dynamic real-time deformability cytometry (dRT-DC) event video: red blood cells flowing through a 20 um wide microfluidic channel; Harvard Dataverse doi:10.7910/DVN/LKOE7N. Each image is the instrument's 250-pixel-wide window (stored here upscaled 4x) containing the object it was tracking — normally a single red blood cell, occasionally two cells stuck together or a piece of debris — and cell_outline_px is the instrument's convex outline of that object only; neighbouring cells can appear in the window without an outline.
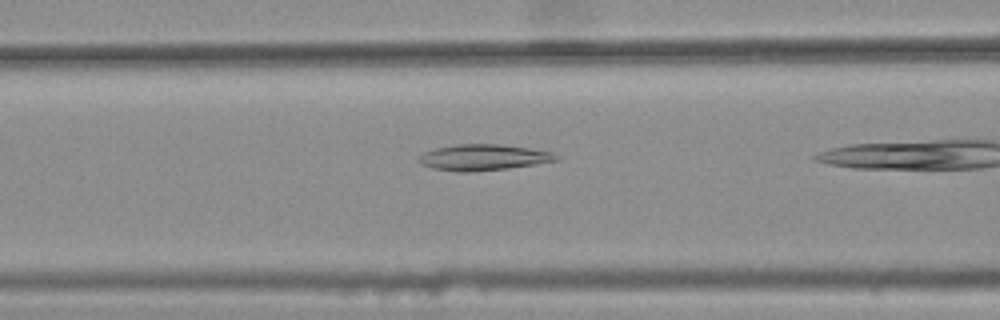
{"species": "common noctule bat (a hibernating species)", "species_latin": "Nyctalus noctula", "temperature_condition": "warm", "stored_images_in_passage": 19, "camera_frame_rate_fps": 3000, "um_per_image_px": 0.085, "animal": {"sex": "female", "body_mass_g": 25.1}, "frame": {"image": 1, "passage_image": 14, "time_ms": 4.333, "image_size_px": [1000, 320], "cell_outline_px": [[560, 160], [536, 164], [508, 168], [468, 172], [456, 172], [432, 168], [416, 160], [424, 152], [436, 148], [456, 144], [500, 144], [528, 148], [552, 152]], "centroid_in_image_um": [41.07, 13.38], "position_along_channel_um": 125.5, "area_um2": 20.69}}